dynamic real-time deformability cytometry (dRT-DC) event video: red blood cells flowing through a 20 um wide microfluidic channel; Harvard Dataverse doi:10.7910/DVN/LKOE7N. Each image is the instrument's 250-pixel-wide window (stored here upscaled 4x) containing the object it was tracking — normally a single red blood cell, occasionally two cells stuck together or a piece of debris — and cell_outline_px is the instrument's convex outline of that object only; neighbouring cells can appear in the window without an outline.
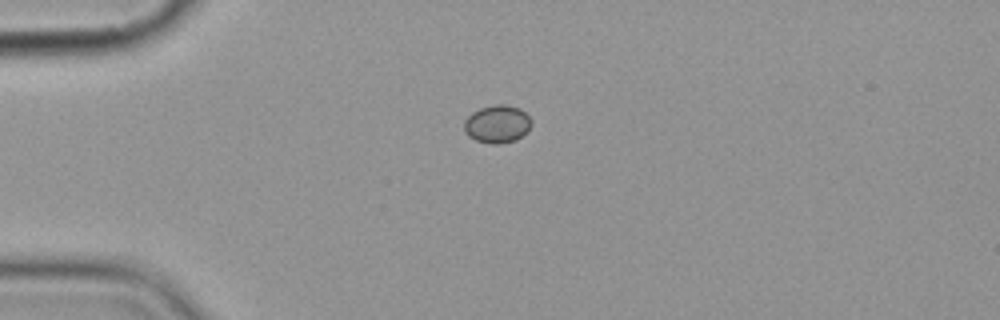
{"species": "common noctule bat (a hibernating species)", "species_latin": "Nyctalus noctula", "temperature_condition": "cold", "stored_images_in_passage": 3, "camera_frame_rate_fps": 3000, "um_per_image_px": 0.085, "animal": {"sex": "female", "body_mass_g": 19.9}, "frame": {"image": 1, "passage_image": 1, "time_ms": 0.0, "image_size_px": [1000, 320], "cell_outline_px": [[532, 124], [516, 140], [500, 144], [492, 144], [476, 140], [468, 136], [464, 132], [464, 120], [472, 112], [480, 108], [496, 104], [508, 104], [520, 108], [532, 120]], "centroid_in_image_um": [42.24, 10.53], "position_along_channel_um": 42.8, "area_um2": 14.85}}
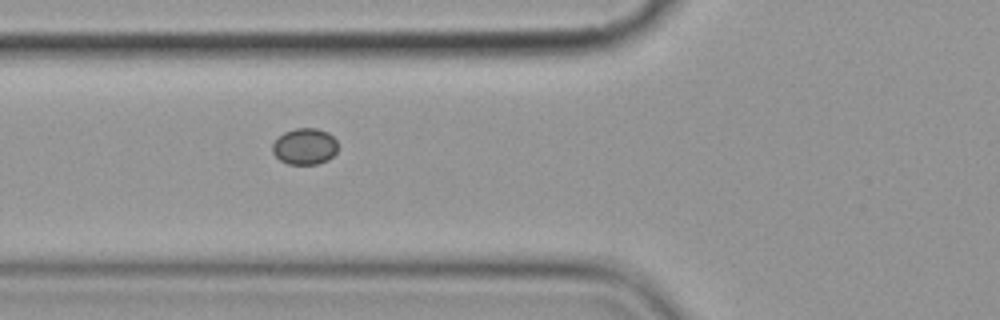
{"frame": {"image": 2, "passage_image": 3, "time_ms": 2.333, "image_size_px": [1000, 320], "cell_outline_px": [[336, 152], [328, 160], [316, 164], [288, 164], [280, 160], [272, 152], [272, 144], [284, 132], [296, 128], [316, 128], [328, 132], [336, 140]], "centroid_in_image_um": [25.89, 12.44], "position_along_channel_um": 99.9, "area_um2": 13.76}}